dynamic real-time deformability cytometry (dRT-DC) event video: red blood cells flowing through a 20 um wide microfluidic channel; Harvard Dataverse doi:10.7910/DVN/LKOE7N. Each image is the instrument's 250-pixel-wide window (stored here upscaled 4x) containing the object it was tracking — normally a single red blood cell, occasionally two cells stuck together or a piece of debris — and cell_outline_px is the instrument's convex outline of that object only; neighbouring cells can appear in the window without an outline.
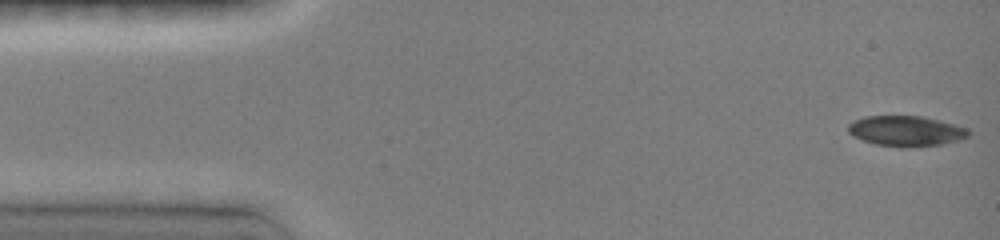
{"species": "common noctule bat (a hibernating species)", "species_latin": "Nyctalus noctula", "temperature_condition": "room temperature", "stored_images_in_passage": 33, "camera_frame_rate_fps": 3000, "um_per_image_px": 0.085, "animal": {"sex": "female", "body_mass_g": 19.0, "forearm_length_mm": 51.5}, "frame": {"image": 1, "passage_image": 1, "time_ms": 0.0, "image_size_px": [1000, 240], "cell_outline_px": [[972, 132], [968, 136], [956, 140], [940, 144], [908, 148], [904, 148], [876, 144], [852, 136], [848, 132], [848, 124], [864, 116], [920, 116], [940, 120], [968, 128]], "centroid_in_image_um": [77.01, 11.13], "position_along_channel_um": 8.0, "area_um2": 21.27}}
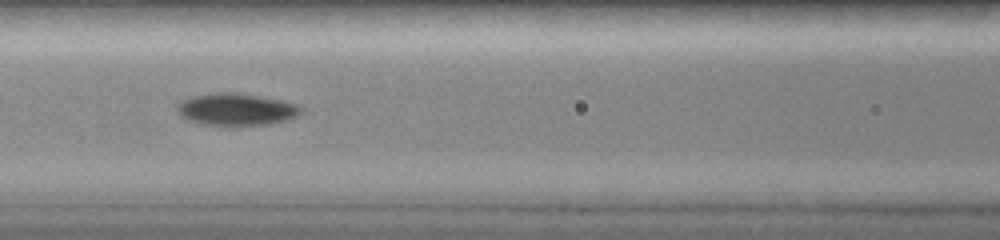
{"frame": {"image": 2, "passage_image": 18, "time_ms": 5.667, "image_size_px": [1000, 240], "cell_outline_px": [[300, 112], [296, 116], [288, 120], [268, 124], [240, 128], [224, 128], [200, 124], [184, 120], [180, 116], [176, 108], [180, 100], [192, 96], [260, 96], [280, 100], [296, 104], [300, 108]], "centroid_in_image_um": [20.04, 9.42], "position_along_channel_um": 146.6, "area_um2": 22.95}}
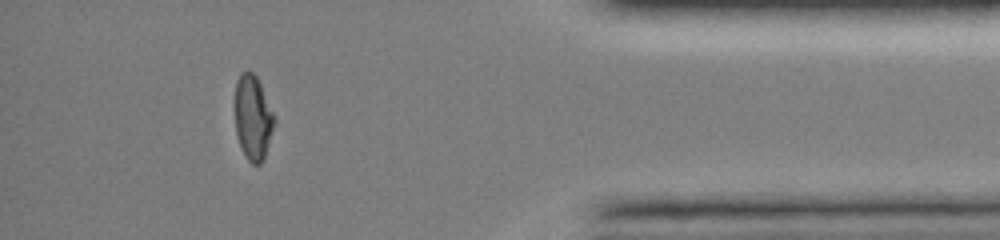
{"frame": {"image": 3, "passage_image": 30, "time_ms": 9.667, "image_size_px": [1000, 240], "cell_outline_px": [[276, 120], [264, 160], [260, 164], [252, 164], [244, 156], [240, 148], [236, 132], [236, 80], [240, 72], [252, 72], [256, 76], [276, 116]], "centroid_in_image_um": [21.52, 10.04], "position_along_channel_um": 413.7, "area_um2": 19.54}}